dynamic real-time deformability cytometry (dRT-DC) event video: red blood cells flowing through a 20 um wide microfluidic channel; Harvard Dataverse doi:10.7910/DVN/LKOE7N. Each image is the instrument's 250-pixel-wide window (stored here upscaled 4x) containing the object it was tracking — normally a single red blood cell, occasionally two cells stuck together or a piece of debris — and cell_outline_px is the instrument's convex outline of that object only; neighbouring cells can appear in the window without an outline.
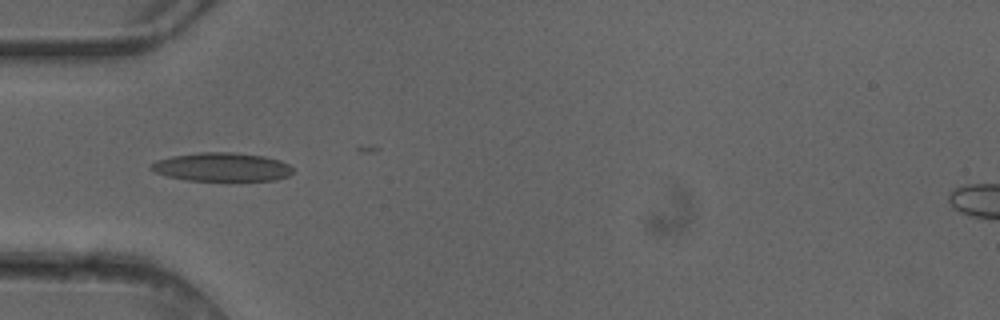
{"species": "common noctule bat (a hibernating species)", "species_latin": "Nyctalus noctula", "temperature_condition": "cold", "stored_images_in_passage": 6, "camera_frame_rate_fps": 3000, "um_per_image_px": 0.085, "animal": {"sex": "female"}, "frame": {"image": 1, "passage_image": 5, "time_ms": 1.333, "image_size_px": [1000, 320], "cell_outline_px": [[292, 172], [288, 176], [276, 180], [188, 180], [168, 176], [156, 172], [148, 168], [148, 164], [156, 160], [172, 156], [196, 152], [232, 152], [264, 156], [280, 160], [288, 164], [292, 168]], "centroid_in_image_um": [18.83, 14.18], "position_along_channel_um": 66.2, "area_um2": 23.64}}